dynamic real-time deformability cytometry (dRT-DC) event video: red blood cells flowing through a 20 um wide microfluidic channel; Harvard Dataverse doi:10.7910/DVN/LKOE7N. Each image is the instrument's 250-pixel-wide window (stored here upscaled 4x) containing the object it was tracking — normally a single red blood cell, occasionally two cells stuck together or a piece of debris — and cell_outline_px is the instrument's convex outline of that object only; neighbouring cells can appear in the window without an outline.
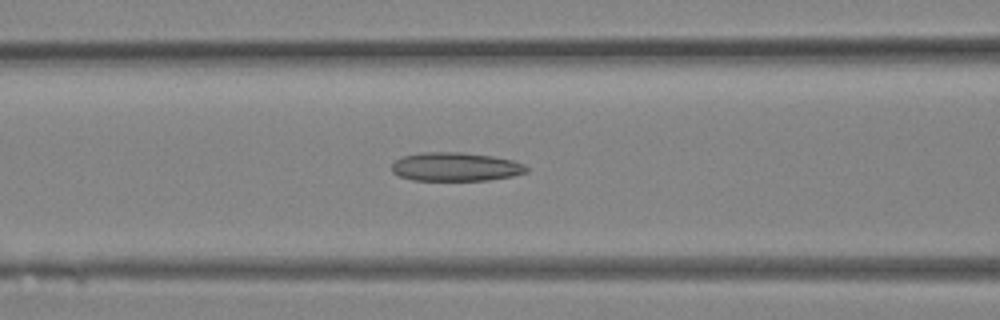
{"species": "Egyptian fruit bat (a non-hibernating species)", "species_latin": "Rousettus aegyptiacus", "temperature_condition": "room temperature", "stored_images_in_passage": 32, "camera_frame_rate_fps": 3000, "um_per_image_px": 0.085, "animal": {"sex": "female"}, "frame": {"image": 1, "passage_image": 13, "time_ms": 4.0, "image_size_px": [1000, 320], "cell_outline_px": [[528, 172], [512, 176], [488, 180], [412, 180], [400, 176], [392, 172], [392, 164], [396, 160], [404, 156], [424, 152], [460, 152], [492, 156], [512, 160], [524, 164], [528, 168]], "centroid_in_image_um": [38.74, 14.18], "position_along_channel_um": 127.9, "area_um2": 22.43}}
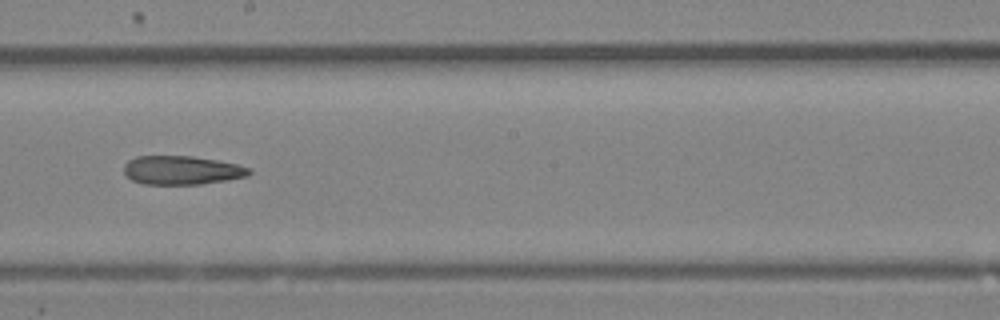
{"frame": {"image": 2, "passage_image": 18, "time_ms": 5.667, "image_size_px": [1000, 320], "cell_outline_px": [[252, 172], [248, 176], [228, 180], [200, 184], [144, 184], [132, 180], [124, 172], [124, 164], [128, 160], [136, 156], [192, 156], [216, 160], [236, 164], [252, 168]], "centroid_in_image_um": [15.47, 14.46], "position_along_channel_um": 232.7, "area_um2": 21.04}}
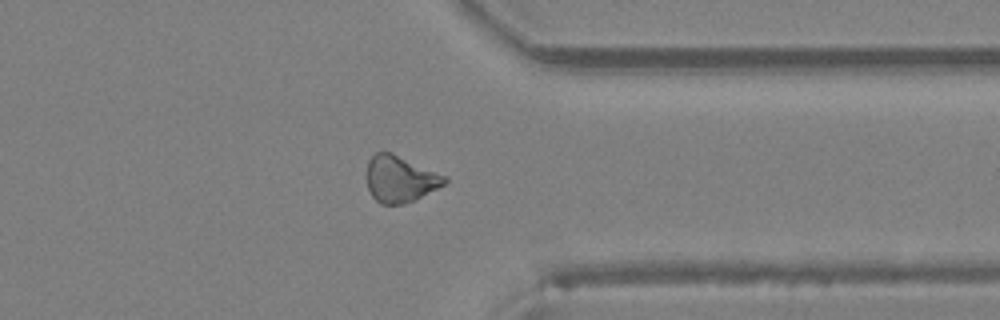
{"frame": {"image": 3, "passage_image": 25, "time_ms": 8.0, "image_size_px": [1000, 320], "cell_outline_px": [[448, 180], [444, 184], [404, 204], [380, 204], [372, 196], [368, 188], [368, 160], [376, 152], [392, 152], [448, 176]], "centroid_in_image_um": [34.01, 15.19], "position_along_channel_um": 377.4, "area_um2": 20.87}}